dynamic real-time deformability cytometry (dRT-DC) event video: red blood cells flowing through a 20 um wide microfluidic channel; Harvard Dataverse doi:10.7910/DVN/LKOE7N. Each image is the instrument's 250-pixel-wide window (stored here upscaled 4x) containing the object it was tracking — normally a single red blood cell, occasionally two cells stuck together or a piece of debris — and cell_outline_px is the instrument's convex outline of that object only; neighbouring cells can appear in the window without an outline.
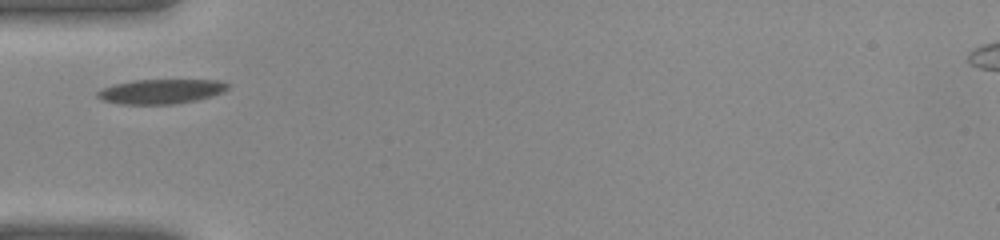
{"species": "common noctule bat (a hibernating species)", "species_latin": "Nyctalus noctula", "temperature_condition": "warm", "stored_images_in_passage": 37, "camera_frame_rate_fps": 3000, "um_per_image_px": 0.085, "animal": {"sex": "female", "body_mass_g": 22.0, "forearm_length_mm": 56.7}, "frame": {"image": 1, "passage_image": 9, "time_ms": 2.667, "image_size_px": [1000, 240], "cell_outline_px": [[228, 88], [224, 92], [212, 96], [196, 100], [172, 104], [120, 104], [104, 100], [96, 96], [96, 92], [100, 88], [132, 80], [220, 80], [228, 84]], "centroid_in_image_um": [13.67, 7.77], "position_along_channel_um": 71.3, "area_um2": 18.67}}
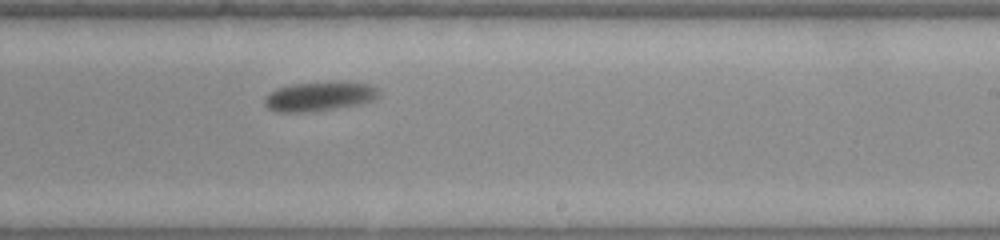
{"frame": {"image": 2, "passage_image": 21, "time_ms": 6.667, "image_size_px": [1000, 240], "cell_outline_px": [[380, 92], [376, 100], [360, 104], [312, 112], [276, 112], [268, 108], [264, 104], [264, 96], [268, 92], [276, 88], [292, 84], [372, 84], [380, 88]], "centroid_in_image_um": [27.11, 8.24], "position_along_channel_um": 261.9, "area_um2": 19.19}}
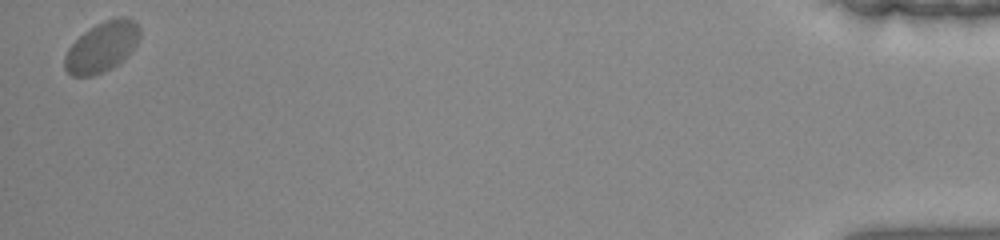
{"frame": {"image": 3, "passage_image": 37, "time_ms": 12.0, "image_size_px": [1000, 240], "cell_outline_px": [[140, 36], [136, 44], [128, 56], [124, 60], [112, 68], [92, 76], [72, 76], [64, 68], [64, 56], [68, 48], [88, 28], [104, 20], [116, 16], [128, 16], [140, 24]], "centroid_in_image_um": [8.69, 3.96], "position_along_channel_um": 426.5, "area_um2": 22.37}}